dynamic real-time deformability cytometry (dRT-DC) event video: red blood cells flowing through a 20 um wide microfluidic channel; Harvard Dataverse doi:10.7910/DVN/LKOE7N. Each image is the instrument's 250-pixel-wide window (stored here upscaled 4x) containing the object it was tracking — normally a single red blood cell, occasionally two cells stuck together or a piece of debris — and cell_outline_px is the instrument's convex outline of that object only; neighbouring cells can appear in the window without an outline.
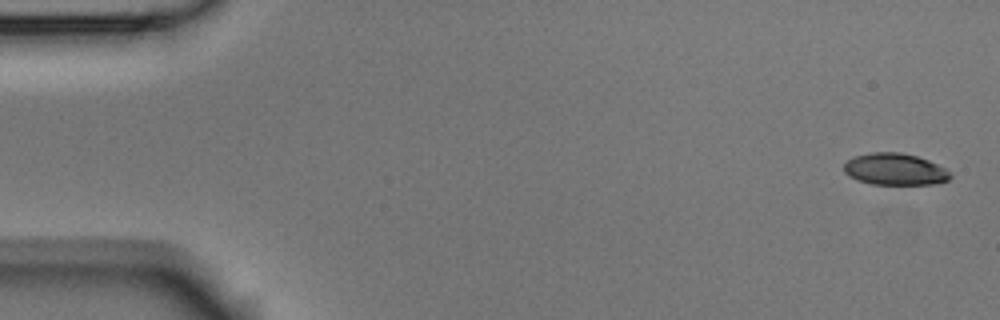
{"species": "Egyptian fruit bat (a non-hibernating species)", "species_latin": "Rousettus aegyptiacus", "temperature_condition": "room temperature", "stored_images_in_passage": 4, "camera_frame_rate_fps": 3000, "um_per_image_px": 0.085, "animal": {"sex": "male"}, "frame": {"image": 1, "passage_image": 1, "time_ms": 0.0, "image_size_px": [1000, 320], "cell_outline_px": [[952, 176], [948, 180], [932, 184], [872, 184], [848, 176], [844, 172], [844, 164], [848, 160], [856, 156], [872, 152], [900, 152], [916, 156], [928, 160], [944, 168]], "centroid_in_image_um": [76.05, 14.38], "position_along_channel_um": 8.9, "area_um2": 19.42}}
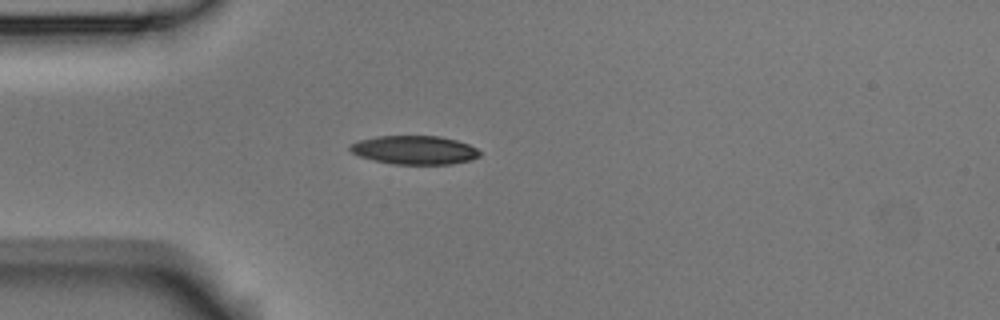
{"frame": {"image": 2, "passage_image": 4, "time_ms": 1.0, "image_size_px": [1000, 320], "cell_outline_px": [[480, 156], [472, 160], [452, 164], [392, 164], [360, 156], [352, 152], [348, 148], [348, 144], [360, 140], [376, 136], [440, 136], [456, 140], [468, 144], [476, 148], [480, 152]], "centroid_in_image_um": [35.24, 12.75], "position_along_channel_um": 49.8, "area_um2": 21.68}}